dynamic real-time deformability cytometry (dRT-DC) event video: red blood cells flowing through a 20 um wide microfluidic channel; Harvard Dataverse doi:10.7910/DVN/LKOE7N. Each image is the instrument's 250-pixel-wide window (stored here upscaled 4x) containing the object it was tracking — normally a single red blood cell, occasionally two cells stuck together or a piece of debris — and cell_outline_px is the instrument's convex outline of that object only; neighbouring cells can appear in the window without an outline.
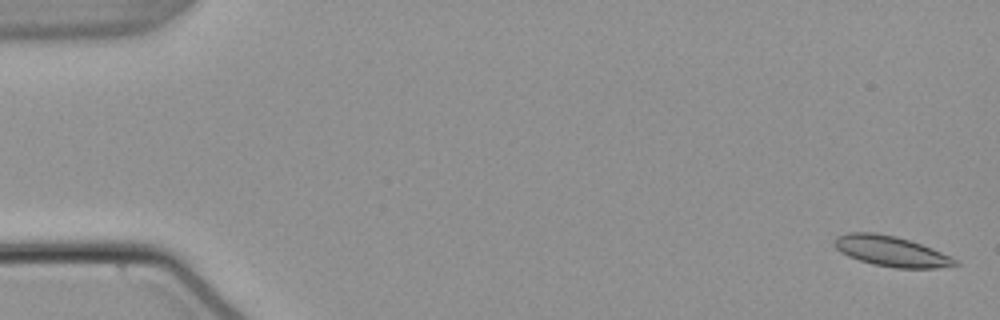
{"species": "common noctule bat (a hibernating species)", "species_latin": "Nyctalus noctula", "temperature_condition": "warm", "stored_images_in_passage": 55, "camera_frame_rate_fps": 3000, "um_per_image_px": 0.085, "animal": {"sex": "male", "body_mass_g": 21.5, "forearm_length_mm": 52.0}, "frame": {"image": 1, "passage_image": 2, "time_ms": 0.333, "image_size_px": [1000, 320], "cell_outline_px": [[960, 264], [936, 268], [896, 268], [872, 264], [848, 256], [840, 252], [832, 244], [836, 236], [848, 232], [876, 232], [896, 236], [932, 248], [952, 256], [960, 260]], "centroid_in_image_um": [75.75, 21.35], "position_along_channel_um": 9.3, "area_um2": 21.56}}
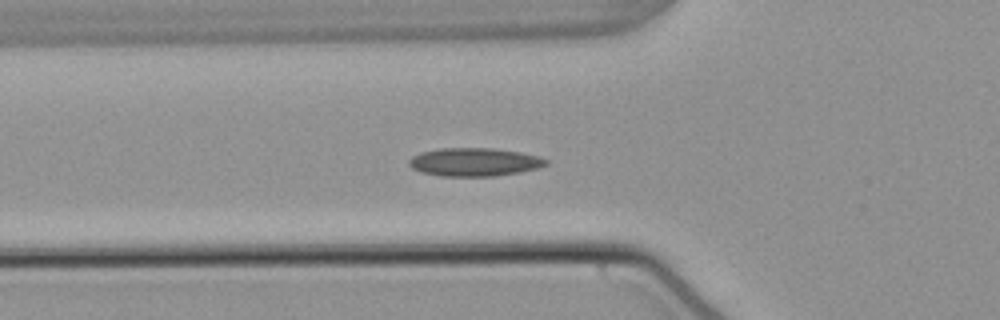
{"frame": {"image": 2, "passage_image": 20, "time_ms": 6.333, "image_size_px": [1000, 320], "cell_outline_px": [[548, 164], [536, 168], [520, 172], [492, 176], [440, 176], [420, 172], [412, 168], [408, 164], [408, 160], [412, 156], [420, 152], [440, 148], [492, 148], [520, 152], [540, 156], [548, 160]], "centroid_in_image_um": [40.29, 13.77], "position_along_channel_um": 85.5, "area_um2": 22.66}}
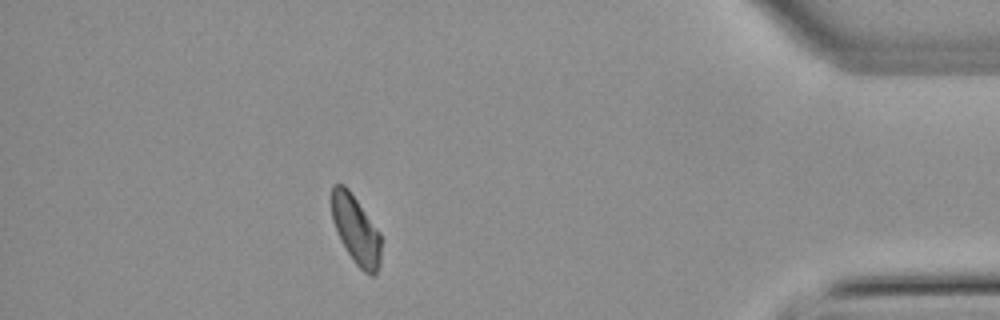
{"frame": {"image": 3, "passage_image": 49, "time_ms": 16.0, "image_size_px": [1000, 320], "cell_outline_px": [[380, 264], [376, 276], [372, 276], [364, 272], [352, 260], [340, 240], [332, 220], [332, 184], [344, 184], [348, 188], [380, 232]], "centroid_in_image_um": [30.25, 19.56], "position_along_channel_um": 404.9, "area_um2": 19.77}, "authors_computed_cell_mechanics": {"area_um2": 20.7502, "velocity_mm_per_s": 3.7872, "shape_relaxation_time_tau1_ms": null, "shape_relaxation_time_tau2_ms": 9.0005, "deformation_change_tau1": null, "deformation_change_tau2": 0.1679}}